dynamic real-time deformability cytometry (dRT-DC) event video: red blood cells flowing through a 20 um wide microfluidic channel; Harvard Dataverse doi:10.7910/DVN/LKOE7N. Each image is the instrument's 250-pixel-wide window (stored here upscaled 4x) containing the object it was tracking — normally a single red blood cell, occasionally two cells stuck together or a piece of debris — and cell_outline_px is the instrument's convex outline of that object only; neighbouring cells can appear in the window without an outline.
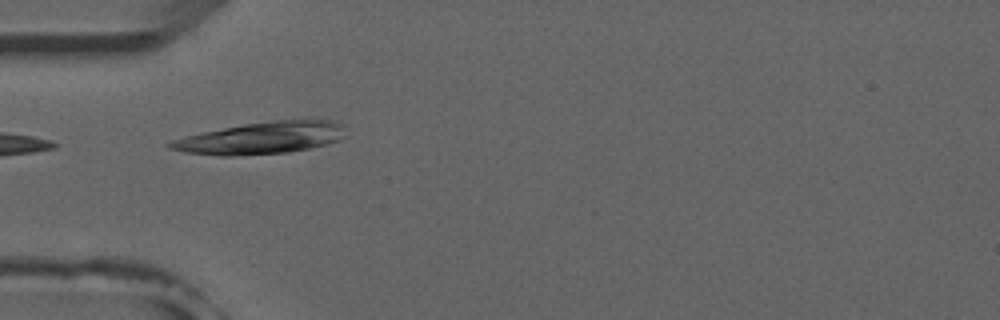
{"species": "common noctule bat (a hibernating species)", "species_latin": "Nyctalus noctula", "temperature_condition": "room temperature", "stored_images_in_passage": 4, "camera_frame_rate_fps": 3000, "um_per_image_px": 0.085, "animal": {"sex": "male", "forearm_length_mm": 52.5}, "frame": {"image": 1, "passage_image": 1, "time_ms": 0.0, "image_size_px": [1000, 320], "cell_outline_px": [[348, 136], [340, 140], [308, 148], [288, 152], [232, 156], [220, 156], [184, 152], [168, 148], [164, 144], [172, 140], [184, 136], [200, 132], [244, 124], [276, 120], [336, 120], [344, 124]], "centroid_in_image_um": [22.22, 11.72], "position_along_channel_um": 62.8, "area_um2": 33.0}}